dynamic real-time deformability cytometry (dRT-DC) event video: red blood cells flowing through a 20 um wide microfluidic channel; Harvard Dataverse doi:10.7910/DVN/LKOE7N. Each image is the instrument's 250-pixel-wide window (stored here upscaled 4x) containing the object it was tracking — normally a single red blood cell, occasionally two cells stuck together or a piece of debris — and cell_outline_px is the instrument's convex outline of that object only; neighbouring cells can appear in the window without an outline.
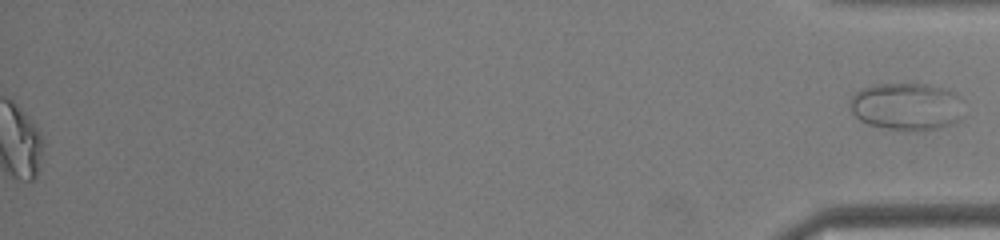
{"species": "common noctule bat (a hibernating species)", "species_latin": "Nyctalus noctula", "temperature_condition": "warm", "stored_images_in_passage": 38, "segment_of_instrument_passage": [2, 2], "camera_frame_rate_fps": 3000, "um_per_image_px": 0.085, "animal": {"sex": "male", "body_mass_g": 19.0, "forearm_length_mm": 50.8}, "frame": {"image": 1, "passage_image": 38, "time_ms": 12.333, "image_size_px": [1000, 240], "cell_outline_px": [[964, 116], [956, 124], [940, 128], [888, 128], [868, 124], [860, 120], [852, 112], [848, 104], [852, 96], [860, 88], [876, 84], [924, 84], [948, 88], [956, 92], [964, 100]], "centroid_in_image_um": [77.14, 9.01], "position_along_channel_um": 358.1, "area_um2": 31.73}}